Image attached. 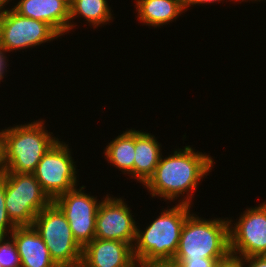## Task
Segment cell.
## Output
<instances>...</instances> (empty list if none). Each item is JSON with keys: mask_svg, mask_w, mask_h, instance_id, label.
<instances>
[{"mask_svg": "<svg viewBox=\"0 0 266 267\" xmlns=\"http://www.w3.org/2000/svg\"><path fill=\"white\" fill-rule=\"evenodd\" d=\"M214 163L210 153L196 152L190 145L175 148L165 158L161 155L154 174L143 188L148 190L152 198L160 197L167 204L177 201L178 204L193 206L195 191L199 189L198 185L203 178L212 172Z\"/></svg>", "mask_w": 266, "mask_h": 267, "instance_id": "cell-1", "label": "cell"}, {"mask_svg": "<svg viewBox=\"0 0 266 267\" xmlns=\"http://www.w3.org/2000/svg\"><path fill=\"white\" fill-rule=\"evenodd\" d=\"M169 207L171 206L163 208L144 230L137 225L133 255L138 265L166 263L173 260L183 225L192 212V206L176 203Z\"/></svg>", "mask_w": 266, "mask_h": 267, "instance_id": "cell-2", "label": "cell"}, {"mask_svg": "<svg viewBox=\"0 0 266 267\" xmlns=\"http://www.w3.org/2000/svg\"><path fill=\"white\" fill-rule=\"evenodd\" d=\"M2 128L1 173H33L43 155L59 140L44 119Z\"/></svg>", "mask_w": 266, "mask_h": 267, "instance_id": "cell-3", "label": "cell"}, {"mask_svg": "<svg viewBox=\"0 0 266 267\" xmlns=\"http://www.w3.org/2000/svg\"><path fill=\"white\" fill-rule=\"evenodd\" d=\"M229 254L228 217L203 219L191 212L173 259L226 258Z\"/></svg>", "mask_w": 266, "mask_h": 267, "instance_id": "cell-4", "label": "cell"}, {"mask_svg": "<svg viewBox=\"0 0 266 267\" xmlns=\"http://www.w3.org/2000/svg\"><path fill=\"white\" fill-rule=\"evenodd\" d=\"M32 226L59 267H75L82 262L83 248L75 240L64 213L53 201L36 215Z\"/></svg>", "mask_w": 266, "mask_h": 267, "instance_id": "cell-5", "label": "cell"}, {"mask_svg": "<svg viewBox=\"0 0 266 267\" xmlns=\"http://www.w3.org/2000/svg\"><path fill=\"white\" fill-rule=\"evenodd\" d=\"M5 180V206L16 226H32L36 215L52 200L32 173H0Z\"/></svg>", "mask_w": 266, "mask_h": 267, "instance_id": "cell-6", "label": "cell"}, {"mask_svg": "<svg viewBox=\"0 0 266 267\" xmlns=\"http://www.w3.org/2000/svg\"><path fill=\"white\" fill-rule=\"evenodd\" d=\"M58 37L61 35L48 23L21 16L7 6L1 8L0 47L7 54L33 49L46 42L57 40Z\"/></svg>", "mask_w": 266, "mask_h": 267, "instance_id": "cell-7", "label": "cell"}, {"mask_svg": "<svg viewBox=\"0 0 266 267\" xmlns=\"http://www.w3.org/2000/svg\"><path fill=\"white\" fill-rule=\"evenodd\" d=\"M58 140L42 157L32 173L43 191L53 201L79 185V171L69 144ZM78 174V176H77Z\"/></svg>", "mask_w": 266, "mask_h": 267, "instance_id": "cell-8", "label": "cell"}, {"mask_svg": "<svg viewBox=\"0 0 266 267\" xmlns=\"http://www.w3.org/2000/svg\"><path fill=\"white\" fill-rule=\"evenodd\" d=\"M228 223L230 254L243 258L266 255V201L247 207L236 222L229 217Z\"/></svg>", "mask_w": 266, "mask_h": 267, "instance_id": "cell-9", "label": "cell"}, {"mask_svg": "<svg viewBox=\"0 0 266 267\" xmlns=\"http://www.w3.org/2000/svg\"><path fill=\"white\" fill-rule=\"evenodd\" d=\"M77 187L59 195L53 202L64 213L77 243L84 248L95 238L96 215L105 196L99 201L97 196L85 192L84 185Z\"/></svg>", "mask_w": 266, "mask_h": 267, "instance_id": "cell-10", "label": "cell"}, {"mask_svg": "<svg viewBox=\"0 0 266 267\" xmlns=\"http://www.w3.org/2000/svg\"><path fill=\"white\" fill-rule=\"evenodd\" d=\"M124 200L123 197L106 194L97 211L95 238L118 240L133 247L139 223Z\"/></svg>", "mask_w": 266, "mask_h": 267, "instance_id": "cell-11", "label": "cell"}, {"mask_svg": "<svg viewBox=\"0 0 266 267\" xmlns=\"http://www.w3.org/2000/svg\"><path fill=\"white\" fill-rule=\"evenodd\" d=\"M85 267H136L133 247L125 242L94 238L82 252Z\"/></svg>", "mask_w": 266, "mask_h": 267, "instance_id": "cell-12", "label": "cell"}, {"mask_svg": "<svg viewBox=\"0 0 266 267\" xmlns=\"http://www.w3.org/2000/svg\"><path fill=\"white\" fill-rule=\"evenodd\" d=\"M15 1L11 8L19 15L48 23L61 36L69 34L70 6L64 0Z\"/></svg>", "mask_w": 266, "mask_h": 267, "instance_id": "cell-13", "label": "cell"}, {"mask_svg": "<svg viewBox=\"0 0 266 267\" xmlns=\"http://www.w3.org/2000/svg\"><path fill=\"white\" fill-rule=\"evenodd\" d=\"M10 238L16 245L21 267H59L33 226H17Z\"/></svg>", "mask_w": 266, "mask_h": 267, "instance_id": "cell-14", "label": "cell"}, {"mask_svg": "<svg viewBox=\"0 0 266 267\" xmlns=\"http://www.w3.org/2000/svg\"><path fill=\"white\" fill-rule=\"evenodd\" d=\"M162 145L155 135L135 130V159L133 179L142 186L154 174L162 155Z\"/></svg>", "mask_w": 266, "mask_h": 267, "instance_id": "cell-15", "label": "cell"}, {"mask_svg": "<svg viewBox=\"0 0 266 267\" xmlns=\"http://www.w3.org/2000/svg\"><path fill=\"white\" fill-rule=\"evenodd\" d=\"M137 19L142 25L161 28L185 13L184 0H134Z\"/></svg>", "mask_w": 266, "mask_h": 267, "instance_id": "cell-16", "label": "cell"}, {"mask_svg": "<svg viewBox=\"0 0 266 267\" xmlns=\"http://www.w3.org/2000/svg\"><path fill=\"white\" fill-rule=\"evenodd\" d=\"M115 139L108 142L104 148V157L110 165L133 179V164L135 159V128L122 131Z\"/></svg>", "mask_w": 266, "mask_h": 267, "instance_id": "cell-17", "label": "cell"}, {"mask_svg": "<svg viewBox=\"0 0 266 267\" xmlns=\"http://www.w3.org/2000/svg\"><path fill=\"white\" fill-rule=\"evenodd\" d=\"M108 0H72L69 32L76 27L75 19L82 17L90 27L98 28L114 20ZM72 21V22H71Z\"/></svg>", "mask_w": 266, "mask_h": 267, "instance_id": "cell-18", "label": "cell"}, {"mask_svg": "<svg viewBox=\"0 0 266 267\" xmlns=\"http://www.w3.org/2000/svg\"><path fill=\"white\" fill-rule=\"evenodd\" d=\"M0 263L2 267H21L16 245L10 237H0Z\"/></svg>", "mask_w": 266, "mask_h": 267, "instance_id": "cell-19", "label": "cell"}, {"mask_svg": "<svg viewBox=\"0 0 266 267\" xmlns=\"http://www.w3.org/2000/svg\"><path fill=\"white\" fill-rule=\"evenodd\" d=\"M17 226L8 216L5 206V180L0 176V237H9ZM8 232V233H7Z\"/></svg>", "mask_w": 266, "mask_h": 267, "instance_id": "cell-20", "label": "cell"}, {"mask_svg": "<svg viewBox=\"0 0 266 267\" xmlns=\"http://www.w3.org/2000/svg\"><path fill=\"white\" fill-rule=\"evenodd\" d=\"M224 258L173 259L170 263L177 267H217Z\"/></svg>", "mask_w": 266, "mask_h": 267, "instance_id": "cell-21", "label": "cell"}, {"mask_svg": "<svg viewBox=\"0 0 266 267\" xmlns=\"http://www.w3.org/2000/svg\"><path fill=\"white\" fill-rule=\"evenodd\" d=\"M217 267H244V258L229 254L219 261Z\"/></svg>", "mask_w": 266, "mask_h": 267, "instance_id": "cell-22", "label": "cell"}, {"mask_svg": "<svg viewBox=\"0 0 266 267\" xmlns=\"http://www.w3.org/2000/svg\"><path fill=\"white\" fill-rule=\"evenodd\" d=\"M244 267H266V255L245 257Z\"/></svg>", "mask_w": 266, "mask_h": 267, "instance_id": "cell-23", "label": "cell"}, {"mask_svg": "<svg viewBox=\"0 0 266 267\" xmlns=\"http://www.w3.org/2000/svg\"><path fill=\"white\" fill-rule=\"evenodd\" d=\"M223 2V1H226V0H184V7H185V12H187V10L189 9V8H191V7H194V5H196V6H200L201 4V6H203V4L205 5V4H210L211 5V3L213 4V3H220V2ZM230 2H239V3H241V0H229Z\"/></svg>", "mask_w": 266, "mask_h": 267, "instance_id": "cell-24", "label": "cell"}, {"mask_svg": "<svg viewBox=\"0 0 266 267\" xmlns=\"http://www.w3.org/2000/svg\"><path fill=\"white\" fill-rule=\"evenodd\" d=\"M7 53L0 47V83L3 81L4 77L6 78L5 75H7L6 73H8L7 68L9 67V60H8V55H6ZM2 80V81H1Z\"/></svg>", "mask_w": 266, "mask_h": 267, "instance_id": "cell-25", "label": "cell"}, {"mask_svg": "<svg viewBox=\"0 0 266 267\" xmlns=\"http://www.w3.org/2000/svg\"><path fill=\"white\" fill-rule=\"evenodd\" d=\"M149 267H177L176 265L166 262V263H151Z\"/></svg>", "mask_w": 266, "mask_h": 267, "instance_id": "cell-26", "label": "cell"}, {"mask_svg": "<svg viewBox=\"0 0 266 267\" xmlns=\"http://www.w3.org/2000/svg\"><path fill=\"white\" fill-rule=\"evenodd\" d=\"M3 171V166H2V135L0 131V173Z\"/></svg>", "mask_w": 266, "mask_h": 267, "instance_id": "cell-27", "label": "cell"}, {"mask_svg": "<svg viewBox=\"0 0 266 267\" xmlns=\"http://www.w3.org/2000/svg\"><path fill=\"white\" fill-rule=\"evenodd\" d=\"M11 2V0H0V7L3 8V7H6L7 5H9V7L12 5V4H9Z\"/></svg>", "mask_w": 266, "mask_h": 267, "instance_id": "cell-28", "label": "cell"}, {"mask_svg": "<svg viewBox=\"0 0 266 267\" xmlns=\"http://www.w3.org/2000/svg\"><path fill=\"white\" fill-rule=\"evenodd\" d=\"M244 1H245V2H248V1H249V2H250V1H252V2H253V1H254V2H256V1L258 2V1H259V2H260V1H266V0H241V2H243V3H244Z\"/></svg>", "mask_w": 266, "mask_h": 267, "instance_id": "cell-29", "label": "cell"}, {"mask_svg": "<svg viewBox=\"0 0 266 267\" xmlns=\"http://www.w3.org/2000/svg\"><path fill=\"white\" fill-rule=\"evenodd\" d=\"M69 6H71L72 0H64Z\"/></svg>", "mask_w": 266, "mask_h": 267, "instance_id": "cell-30", "label": "cell"}, {"mask_svg": "<svg viewBox=\"0 0 266 267\" xmlns=\"http://www.w3.org/2000/svg\"><path fill=\"white\" fill-rule=\"evenodd\" d=\"M136 267H149V264H147V265H137Z\"/></svg>", "mask_w": 266, "mask_h": 267, "instance_id": "cell-31", "label": "cell"}, {"mask_svg": "<svg viewBox=\"0 0 266 267\" xmlns=\"http://www.w3.org/2000/svg\"><path fill=\"white\" fill-rule=\"evenodd\" d=\"M75 267H85L82 263H79L78 265H76Z\"/></svg>", "mask_w": 266, "mask_h": 267, "instance_id": "cell-32", "label": "cell"}]
</instances>
